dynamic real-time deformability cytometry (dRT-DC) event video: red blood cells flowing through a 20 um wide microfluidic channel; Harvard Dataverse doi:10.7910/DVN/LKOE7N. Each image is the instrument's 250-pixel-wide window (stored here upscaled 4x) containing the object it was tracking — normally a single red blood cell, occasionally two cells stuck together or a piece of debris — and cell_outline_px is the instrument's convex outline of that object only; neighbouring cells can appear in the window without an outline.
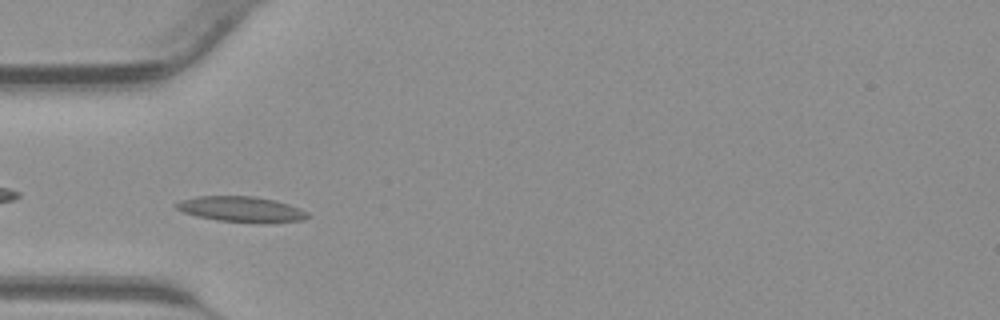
{"species": "common noctule bat (a hibernating species)", "species_latin": "Nyctalus noctula", "temperature_condition": "warm", "stored_images_in_passage": 37, "camera_frame_rate_fps": 3000, "um_per_image_px": 0.085, "animal": {"sex": "male", "body_mass_g": 23.1, "forearm_length_mm": 52.7}, "frame": {"image": 1, "passage_image": 8, "time_ms": 2.333, "image_size_px": [1000, 320], "cell_outline_px": [[312, 216], [304, 220], [216, 220], [196, 216], [184, 212], [176, 208], [172, 204], [180, 200], [196, 196], [256, 196], [276, 200], [300, 208], [308, 212]], "centroid_in_image_um": [20.44, 17.72], "position_along_channel_um": 64.6, "area_um2": 18.79}}
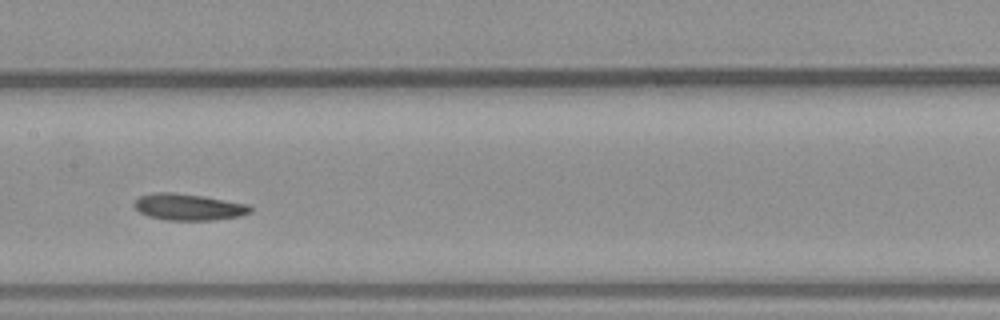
{"frame": {"image": 2, "passage_image": 16, "time_ms": 5.0, "image_size_px": [1000, 320], "cell_outline_px": [[252, 212], [240, 216], [208, 220], [164, 220], [148, 216], [140, 212], [132, 204], [140, 196], [156, 192], [172, 192], [204, 196], [248, 204], [252, 208]], "centroid_in_image_um": [16.02, 17.59], "position_along_channel_um": 191.4, "area_um2": 17.92}}
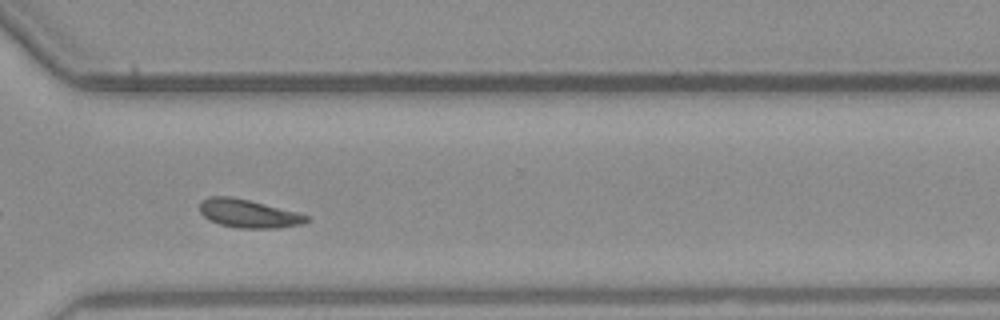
{"frame": {"image": 3, "passage_image": 26, "time_ms": 8.333, "image_size_px": [1000, 320], "cell_outline_px": [[312, 220], [304, 224], [276, 228], [240, 228], [220, 224], [204, 216], [200, 212], [200, 200], [208, 196], [228, 196], [248, 200], [296, 212], [308, 216]], "centroid_in_image_um": [21.13, 18.15], "position_along_channel_um": 349.5, "area_um2": 17.46}}